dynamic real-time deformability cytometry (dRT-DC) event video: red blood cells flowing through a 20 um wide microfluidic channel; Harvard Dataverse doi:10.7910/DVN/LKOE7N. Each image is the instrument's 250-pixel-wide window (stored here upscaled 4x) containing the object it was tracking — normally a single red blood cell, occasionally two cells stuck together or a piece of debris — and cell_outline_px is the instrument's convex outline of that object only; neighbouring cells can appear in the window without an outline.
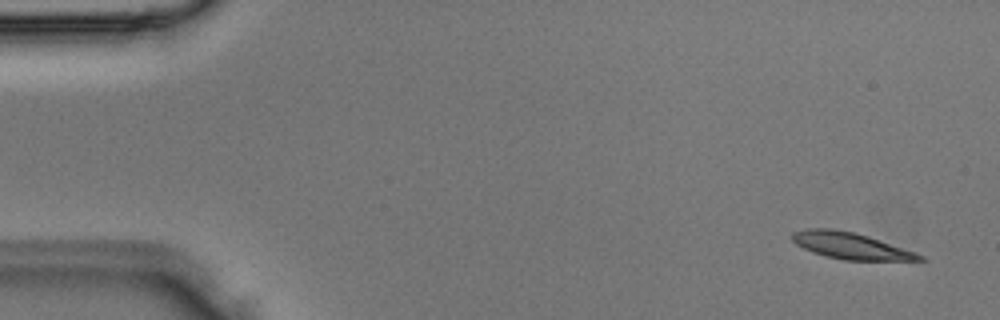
{"species": "Egyptian fruit bat (a non-hibernating species)", "species_latin": "Rousettus aegyptiacus", "temperature_condition": "room temperature", "stored_images_in_passage": 5, "camera_frame_rate_fps": 3000, "um_per_image_px": 0.085, "animal": {"sex": "male"}, "frame": {"image": 1, "passage_image": 1, "time_ms": 0.0, "image_size_px": [1000, 320], "cell_outline_px": [[924, 260], [844, 260], [828, 256], [804, 248], [796, 244], [792, 240], [792, 232], [808, 228], [832, 228], [852, 232], [868, 236], [916, 252], [924, 256]], "centroid_in_image_um": [72.31, 20.88], "position_along_channel_um": 12.7, "area_um2": 19.31}}
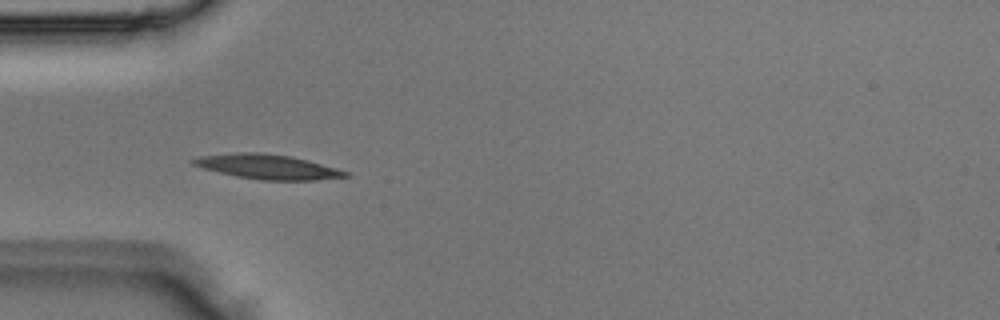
{"frame": {"image": 2, "passage_image": 4, "time_ms": 1.0, "image_size_px": [1000, 320], "cell_outline_px": [[352, 176], [316, 180], [260, 180], [236, 176], [204, 168], [192, 164], [188, 160], [200, 156], [244, 152], [260, 152], [288, 156], [308, 160], [336, 168], [348, 172]], "centroid_in_image_um": [22.76, 14.18], "position_along_channel_um": 62.2, "area_um2": 21.68}}